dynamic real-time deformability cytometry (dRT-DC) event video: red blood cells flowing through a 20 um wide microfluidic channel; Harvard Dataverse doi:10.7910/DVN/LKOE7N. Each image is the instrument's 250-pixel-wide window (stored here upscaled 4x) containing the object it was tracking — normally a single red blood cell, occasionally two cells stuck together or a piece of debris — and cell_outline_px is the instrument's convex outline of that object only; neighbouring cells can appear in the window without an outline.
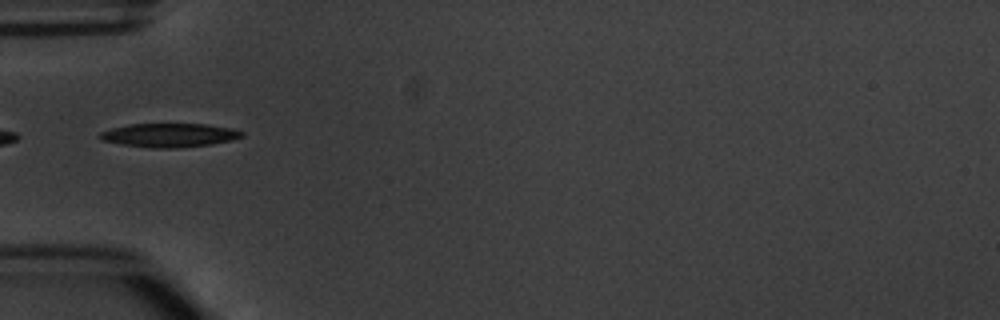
{"species": "common noctule bat (a hibernating species)", "species_latin": "Nyctalus noctula", "temperature_condition": "warm", "stored_images_in_passage": 1, "camera_frame_rate_fps": 3000, "um_per_image_px": 0.085, "animal": {"sex": "male", "body_mass_g": 20.1, "forearm_length_mm": 53.5}, "frame": {"image": 1, "passage_image": 1, "time_ms": 0.0, "image_size_px": [1000, 320], "cell_outline_px": [[244, 136], [232, 140], [212, 144], [176, 148], [148, 148], [100, 140], [100, 132], [112, 128], [128, 124], [208, 124], [232, 128], [244, 132]], "centroid_in_image_um": [14.43, 11.49], "position_along_channel_um": 70.6, "area_um2": 19.71}}